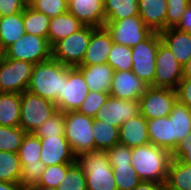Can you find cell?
<instances>
[{
  "label": "cell",
  "instance_id": "cell-8",
  "mask_svg": "<svg viewBox=\"0 0 191 190\" xmlns=\"http://www.w3.org/2000/svg\"><path fill=\"white\" fill-rule=\"evenodd\" d=\"M138 101L140 114L147 120L168 117L178 101L177 91L149 86Z\"/></svg>",
  "mask_w": 191,
  "mask_h": 190
},
{
  "label": "cell",
  "instance_id": "cell-29",
  "mask_svg": "<svg viewBox=\"0 0 191 190\" xmlns=\"http://www.w3.org/2000/svg\"><path fill=\"white\" fill-rule=\"evenodd\" d=\"M105 21H118L139 15L138 0H104Z\"/></svg>",
  "mask_w": 191,
  "mask_h": 190
},
{
  "label": "cell",
  "instance_id": "cell-10",
  "mask_svg": "<svg viewBox=\"0 0 191 190\" xmlns=\"http://www.w3.org/2000/svg\"><path fill=\"white\" fill-rule=\"evenodd\" d=\"M104 27L110 33L113 43L134 47L153 31L144 24L139 15L118 21H105Z\"/></svg>",
  "mask_w": 191,
  "mask_h": 190
},
{
  "label": "cell",
  "instance_id": "cell-42",
  "mask_svg": "<svg viewBox=\"0 0 191 190\" xmlns=\"http://www.w3.org/2000/svg\"><path fill=\"white\" fill-rule=\"evenodd\" d=\"M109 96V93L90 91L77 111L84 115L94 117L100 107L106 103Z\"/></svg>",
  "mask_w": 191,
  "mask_h": 190
},
{
  "label": "cell",
  "instance_id": "cell-30",
  "mask_svg": "<svg viewBox=\"0 0 191 190\" xmlns=\"http://www.w3.org/2000/svg\"><path fill=\"white\" fill-rule=\"evenodd\" d=\"M50 17L27 6L23 11L24 30L27 34L41 36L48 39Z\"/></svg>",
  "mask_w": 191,
  "mask_h": 190
},
{
  "label": "cell",
  "instance_id": "cell-5",
  "mask_svg": "<svg viewBox=\"0 0 191 190\" xmlns=\"http://www.w3.org/2000/svg\"><path fill=\"white\" fill-rule=\"evenodd\" d=\"M96 28L84 25L78 31L56 42L52 47V58L68 67H78L84 58L91 33Z\"/></svg>",
  "mask_w": 191,
  "mask_h": 190
},
{
  "label": "cell",
  "instance_id": "cell-18",
  "mask_svg": "<svg viewBox=\"0 0 191 190\" xmlns=\"http://www.w3.org/2000/svg\"><path fill=\"white\" fill-rule=\"evenodd\" d=\"M113 41L105 27L96 28L91 33V38L80 65H95L107 63Z\"/></svg>",
  "mask_w": 191,
  "mask_h": 190
},
{
  "label": "cell",
  "instance_id": "cell-31",
  "mask_svg": "<svg viewBox=\"0 0 191 190\" xmlns=\"http://www.w3.org/2000/svg\"><path fill=\"white\" fill-rule=\"evenodd\" d=\"M169 117L173 120L177 147L179 142L191 132V109L177 101Z\"/></svg>",
  "mask_w": 191,
  "mask_h": 190
},
{
  "label": "cell",
  "instance_id": "cell-32",
  "mask_svg": "<svg viewBox=\"0 0 191 190\" xmlns=\"http://www.w3.org/2000/svg\"><path fill=\"white\" fill-rule=\"evenodd\" d=\"M21 168L18 153L0 151V181L19 183Z\"/></svg>",
  "mask_w": 191,
  "mask_h": 190
},
{
  "label": "cell",
  "instance_id": "cell-21",
  "mask_svg": "<svg viewBox=\"0 0 191 190\" xmlns=\"http://www.w3.org/2000/svg\"><path fill=\"white\" fill-rule=\"evenodd\" d=\"M119 143L133 149L150 143L147 130V119L138 114L119 128Z\"/></svg>",
  "mask_w": 191,
  "mask_h": 190
},
{
  "label": "cell",
  "instance_id": "cell-41",
  "mask_svg": "<svg viewBox=\"0 0 191 190\" xmlns=\"http://www.w3.org/2000/svg\"><path fill=\"white\" fill-rule=\"evenodd\" d=\"M46 165L40 160V164L25 163L21 168L20 185L24 189H30L37 185Z\"/></svg>",
  "mask_w": 191,
  "mask_h": 190
},
{
  "label": "cell",
  "instance_id": "cell-48",
  "mask_svg": "<svg viewBox=\"0 0 191 190\" xmlns=\"http://www.w3.org/2000/svg\"><path fill=\"white\" fill-rule=\"evenodd\" d=\"M176 28L191 33V4L185 10Z\"/></svg>",
  "mask_w": 191,
  "mask_h": 190
},
{
  "label": "cell",
  "instance_id": "cell-38",
  "mask_svg": "<svg viewBox=\"0 0 191 190\" xmlns=\"http://www.w3.org/2000/svg\"><path fill=\"white\" fill-rule=\"evenodd\" d=\"M65 113L57 111L34 132L37 137L64 136Z\"/></svg>",
  "mask_w": 191,
  "mask_h": 190
},
{
  "label": "cell",
  "instance_id": "cell-53",
  "mask_svg": "<svg viewBox=\"0 0 191 190\" xmlns=\"http://www.w3.org/2000/svg\"><path fill=\"white\" fill-rule=\"evenodd\" d=\"M30 190H57L56 188L43 187V186H33Z\"/></svg>",
  "mask_w": 191,
  "mask_h": 190
},
{
  "label": "cell",
  "instance_id": "cell-46",
  "mask_svg": "<svg viewBox=\"0 0 191 190\" xmlns=\"http://www.w3.org/2000/svg\"><path fill=\"white\" fill-rule=\"evenodd\" d=\"M26 7L23 0H0V18L22 13Z\"/></svg>",
  "mask_w": 191,
  "mask_h": 190
},
{
  "label": "cell",
  "instance_id": "cell-26",
  "mask_svg": "<svg viewBox=\"0 0 191 190\" xmlns=\"http://www.w3.org/2000/svg\"><path fill=\"white\" fill-rule=\"evenodd\" d=\"M165 187L166 190H191V165L171 159Z\"/></svg>",
  "mask_w": 191,
  "mask_h": 190
},
{
  "label": "cell",
  "instance_id": "cell-52",
  "mask_svg": "<svg viewBox=\"0 0 191 190\" xmlns=\"http://www.w3.org/2000/svg\"><path fill=\"white\" fill-rule=\"evenodd\" d=\"M6 58V48L2 45V42L0 41V64L4 61Z\"/></svg>",
  "mask_w": 191,
  "mask_h": 190
},
{
  "label": "cell",
  "instance_id": "cell-45",
  "mask_svg": "<svg viewBox=\"0 0 191 190\" xmlns=\"http://www.w3.org/2000/svg\"><path fill=\"white\" fill-rule=\"evenodd\" d=\"M172 159L191 165V132L179 142L172 153Z\"/></svg>",
  "mask_w": 191,
  "mask_h": 190
},
{
  "label": "cell",
  "instance_id": "cell-6",
  "mask_svg": "<svg viewBox=\"0 0 191 190\" xmlns=\"http://www.w3.org/2000/svg\"><path fill=\"white\" fill-rule=\"evenodd\" d=\"M57 111V105L54 102L26 90L21 93L20 127L27 133H34Z\"/></svg>",
  "mask_w": 191,
  "mask_h": 190
},
{
  "label": "cell",
  "instance_id": "cell-1",
  "mask_svg": "<svg viewBox=\"0 0 191 190\" xmlns=\"http://www.w3.org/2000/svg\"><path fill=\"white\" fill-rule=\"evenodd\" d=\"M172 154L152 143L132 149L131 165L141 181L166 183Z\"/></svg>",
  "mask_w": 191,
  "mask_h": 190
},
{
  "label": "cell",
  "instance_id": "cell-23",
  "mask_svg": "<svg viewBox=\"0 0 191 190\" xmlns=\"http://www.w3.org/2000/svg\"><path fill=\"white\" fill-rule=\"evenodd\" d=\"M90 91L110 93L114 70L108 64L79 65Z\"/></svg>",
  "mask_w": 191,
  "mask_h": 190
},
{
  "label": "cell",
  "instance_id": "cell-37",
  "mask_svg": "<svg viewBox=\"0 0 191 190\" xmlns=\"http://www.w3.org/2000/svg\"><path fill=\"white\" fill-rule=\"evenodd\" d=\"M57 190H87L86 176L77 161L72 163Z\"/></svg>",
  "mask_w": 191,
  "mask_h": 190
},
{
  "label": "cell",
  "instance_id": "cell-25",
  "mask_svg": "<svg viewBox=\"0 0 191 190\" xmlns=\"http://www.w3.org/2000/svg\"><path fill=\"white\" fill-rule=\"evenodd\" d=\"M21 93L0 92V125L20 126Z\"/></svg>",
  "mask_w": 191,
  "mask_h": 190
},
{
  "label": "cell",
  "instance_id": "cell-12",
  "mask_svg": "<svg viewBox=\"0 0 191 190\" xmlns=\"http://www.w3.org/2000/svg\"><path fill=\"white\" fill-rule=\"evenodd\" d=\"M155 66L153 87L176 90L179 82L183 79V66L162 41L159 43Z\"/></svg>",
  "mask_w": 191,
  "mask_h": 190
},
{
  "label": "cell",
  "instance_id": "cell-27",
  "mask_svg": "<svg viewBox=\"0 0 191 190\" xmlns=\"http://www.w3.org/2000/svg\"><path fill=\"white\" fill-rule=\"evenodd\" d=\"M24 34L23 12L0 18V41L5 48Z\"/></svg>",
  "mask_w": 191,
  "mask_h": 190
},
{
  "label": "cell",
  "instance_id": "cell-19",
  "mask_svg": "<svg viewBox=\"0 0 191 190\" xmlns=\"http://www.w3.org/2000/svg\"><path fill=\"white\" fill-rule=\"evenodd\" d=\"M147 130L150 143L166 149L171 154L176 149L173 120L168 117L147 120Z\"/></svg>",
  "mask_w": 191,
  "mask_h": 190
},
{
  "label": "cell",
  "instance_id": "cell-34",
  "mask_svg": "<svg viewBox=\"0 0 191 190\" xmlns=\"http://www.w3.org/2000/svg\"><path fill=\"white\" fill-rule=\"evenodd\" d=\"M107 63L114 71L132 70V48L113 43Z\"/></svg>",
  "mask_w": 191,
  "mask_h": 190
},
{
  "label": "cell",
  "instance_id": "cell-43",
  "mask_svg": "<svg viewBox=\"0 0 191 190\" xmlns=\"http://www.w3.org/2000/svg\"><path fill=\"white\" fill-rule=\"evenodd\" d=\"M168 4L166 16V29L176 27L181 21L187 7L190 5V0H166Z\"/></svg>",
  "mask_w": 191,
  "mask_h": 190
},
{
  "label": "cell",
  "instance_id": "cell-40",
  "mask_svg": "<svg viewBox=\"0 0 191 190\" xmlns=\"http://www.w3.org/2000/svg\"><path fill=\"white\" fill-rule=\"evenodd\" d=\"M30 7L52 18L68 12V0H34Z\"/></svg>",
  "mask_w": 191,
  "mask_h": 190
},
{
  "label": "cell",
  "instance_id": "cell-35",
  "mask_svg": "<svg viewBox=\"0 0 191 190\" xmlns=\"http://www.w3.org/2000/svg\"><path fill=\"white\" fill-rule=\"evenodd\" d=\"M118 190H133L141 179L132 165H111Z\"/></svg>",
  "mask_w": 191,
  "mask_h": 190
},
{
  "label": "cell",
  "instance_id": "cell-54",
  "mask_svg": "<svg viewBox=\"0 0 191 190\" xmlns=\"http://www.w3.org/2000/svg\"><path fill=\"white\" fill-rule=\"evenodd\" d=\"M25 2V4L27 6H30V4L34 1V0H23Z\"/></svg>",
  "mask_w": 191,
  "mask_h": 190
},
{
  "label": "cell",
  "instance_id": "cell-24",
  "mask_svg": "<svg viewBox=\"0 0 191 190\" xmlns=\"http://www.w3.org/2000/svg\"><path fill=\"white\" fill-rule=\"evenodd\" d=\"M84 26L75 16L67 12L50 19L48 42L52 47L59 40L68 37Z\"/></svg>",
  "mask_w": 191,
  "mask_h": 190
},
{
  "label": "cell",
  "instance_id": "cell-9",
  "mask_svg": "<svg viewBox=\"0 0 191 190\" xmlns=\"http://www.w3.org/2000/svg\"><path fill=\"white\" fill-rule=\"evenodd\" d=\"M6 57L23 60L32 64L46 61L52 57V49L47 38L25 33L6 48Z\"/></svg>",
  "mask_w": 191,
  "mask_h": 190
},
{
  "label": "cell",
  "instance_id": "cell-11",
  "mask_svg": "<svg viewBox=\"0 0 191 190\" xmlns=\"http://www.w3.org/2000/svg\"><path fill=\"white\" fill-rule=\"evenodd\" d=\"M90 92L83 73L78 67L64 69L63 96L56 103L57 109L64 113L77 111Z\"/></svg>",
  "mask_w": 191,
  "mask_h": 190
},
{
  "label": "cell",
  "instance_id": "cell-16",
  "mask_svg": "<svg viewBox=\"0 0 191 190\" xmlns=\"http://www.w3.org/2000/svg\"><path fill=\"white\" fill-rule=\"evenodd\" d=\"M148 87L131 70L114 71L109 94L122 100H139Z\"/></svg>",
  "mask_w": 191,
  "mask_h": 190
},
{
  "label": "cell",
  "instance_id": "cell-47",
  "mask_svg": "<svg viewBox=\"0 0 191 190\" xmlns=\"http://www.w3.org/2000/svg\"><path fill=\"white\" fill-rule=\"evenodd\" d=\"M176 91L178 101L191 109V78H183Z\"/></svg>",
  "mask_w": 191,
  "mask_h": 190
},
{
  "label": "cell",
  "instance_id": "cell-50",
  "mask_svg": "<svg viewBox=\"0 0 191 190\" xmlns=\"http://www.w3.org/2000/svg\"><path fill=\"white\" fill-rule=\"evenodd\" d=\"M20 183H11L0 181V190H23Z\"/></svg>",
  "mask_w": 191,
  "mask_h": 190
},
{
  "label": "cell",
  "instance_id": "cell-4",
  "mask_svg": "<svg viewBox=\"0 0 191 190\" xmlns=\"http://www.w3.org/2000/svg\"><path fill=\"white\" fill-rule=\"evenodd\" d=\"M94 117L78 111L65 113L64 136L76 157L85 152L95 151V141L92 134Z\"/></svg>",
  "mask_w": 191,
  "mask_h": 190
},
{
  "label": "cell",
  "instance_id": "cell-17",
  "mask_svg": "<svg viewBox=\"0 0 191 190\" xmlns=\"http://www.w3.org/2000/svg\"><path fill=\"white\" fill-rule=\"evenodd\" d=\"M68 12L84 25L95 28L105 25L104 0H68Z\"/></svg>",
  "mask_w": 191,
  "mask_h": 190
},
{
  "label": "cell",
  "instance_id": "cell-44",
  "mask_svg": "<svg viewBox=\"0 0 191 190\" xmlns=\"http://www.w3.org/2000/svg\"><path fill=\"white\" fill-rule=\"evenodd\" d=\"M111 165H131L132 149L118 143L105 151Z\"/></svg>",
  "mask_w": 191,
  "mask_h": 190
},
{
  "label": "cell",
  "instance_id": "cell-51",
  "mask_svg": "<svg viewBox=\"0 0 191 190\" xmlns=\"http://www.w3.org/2000/svg\"><path fill=\"white\" fill-rule=\"evenodd\" d=\"M183 78H191V58H190V60L183 66Z\"/></svg>",
  "mask_w": 191,
  "mask_h": 190
},
{
  "label": "cell",
  "instance_id": "cell-49",
  "mask_svg": "<svg viewBox=\"0 0 191 190\" xmlns=\"http://www.w3.org/2000/svg\"><path fill=\"white\" fill-rule=\"evenodd\" d=\"M133 190H166L165 183L141 181Z\"/></svg>",
  "mask_w": 191,
  "mask_h": 190
},
{
  "label": "cell",
  "instance_id": "cell-22",
  "mask_svg": "<svg viewBox=\"0 0 191 190\" xmlns=\"http://www.w3.org/2000/svg\"><path fill=\"white\" fill-rule=\"evenodd\" d=\"M139 16L152 31L166 29L168 4L166 0H138Z\"/></svg>",
  "mask_w": 191,
  "mask_h": 190
},
{
  "label": "cell",
  "instance_id": "cell-2",
  "mask_svg": "<svg viewBox=\"0 0 191 190\" xmlns=\"http://www.w3.org/2000/svg\"><path fill=\"white\" fill-rule=\"evenodd\" d=\"M66 67L52 57L33 65L27 91L56 104L63 96Z\"/></svg>",
  "mask_w": 191,
  "mask_h": 190
},
{
  "label": "cell",
  "instance_id": "cell-14",
  "mask_svg": "<svg viewBox=\"0 0 191 190\" xmlns=\"http://www.w3.org/2000/svg\"><path fill=\"white\" fill-rule=\"evenodd\" d=\"M140 114L138 100H122L109 96L94 116V120H101L109 125L120 128L122 123Z\"/></svg>",
  "mask_w": 191,
  "mask_h": 190
},
{
  "label": "cell",
  "instance_id": "cell-36",
  "mask_svg": "<svg viewBox=\"0 0 191 190\" xmlns=\"http://www.w3.org/2000/svg\"><path fill=\"white\" fill-rule=\"evenodd\" d=\"M26 132L20 127L0 125V151L18 153Z\"/></svg>",
  "mask_w": 191,
  "mask_h": 190
},
{
  "label": "cell",
  "instance_id": "cell-20",
  "mask_svg": "<svg viewBox=\"0 0 191 190\" xmlns=\"http://www.w3.org/2000/svg\"><path fill=\"white\" fill-rule=\"evenodd\" d=\"M162 42L166 44L177 61L184 66L191 58V33L181 31L176 27L159 32Z\"/></svg>",
  "mask_w": 191,
  "mask_h": 190
},
{
  "label": "cell",
  "instance_id": "cell-3",
  "mask_svg": "<svg viewBox=\"0 0 191 190\" xmlns=\"http://www.w3.org/2000/svg\"><path fill=\"white\" fill-rule=\"evenodd\" d=\"M76 161L86 176L87 190H118L105 151L85 152Z\"/></svg>",
  "mask_w": 191,
  "mask_h": 190
},
{
  "label": "cell",
  "instance_id": "cell-28",
  "mask_svg": "<svg viewBox=\"0 0 191 190\" xmlns=\"http://www.w3.org/2000/svg\"><path fill=\"white\" fill-rule=\"evenodd\" d=\"M92 134L95 151H106L119 143V128L101 120H94Z\"/></svg>",
  "mask_w": 191,
  "mask_h": 190
},
{
  "label": "cell",
  "instance_id": "cell-15",
  "mask_svg": "<svg viewBox=\"0 0 191 190\" xmlns=\"http://www.w3.org/2000/svg\"><path fill=\"white\" fill-rule=\"evenodd\" d=\"M41 141L40 160L47 166L72 164L76 161L65 136L39 137Z\"/></svg>",
  "mask_w": 191,
  "mask_h": 190
},
{
  "label": "cell",
  "instance_id": "cell-33",
  "mask_svg": "<svg viewBox=\"0 0 191 190\" xmlns=\"http://www.w3.org/2000/svg\"><path fill=\"white\" fill-rule=\"evenodd\" d=\"M41 141L34 133L24 135L21 146L18 151L21 167L25 163L40 164Z\"/></svg>",
  "mask_w": 191,
  "mask_h": 190
},
{
  "label": "cell",
  "instance_id": "cell-7",
  "mask_svg": "<svg viewBox=\"0 0 191 190\" xmlns=\"http://www.w3.org/2000/svg\"><path fill=\"white\" fill-rule=\"evenodd\" d=\"M161 41L160 33L153 31L146 39L132 47L131 71L152 87L155 78V61Z\"/></svg>",
  "mask_w": 191,
  "mask_h": 190
},
{
  "label": "cell",
  "instance_id": "cell-13",
  "mask_svg": "<svg viewBox=\"0 0 191 190\" xmlns=\"http://www.w3.org/2000/svg\"><path fill=\"white\" fill-rule=\"evenodd\" d=\"M32 63L5 58L0 64V92L23 93L31 79Z\"/></svg>",
  "mask_w": 191,
  "mask_h": 190
},
{
  "label": "cell",
  "instance_id": "cell-39",
  "mask_svg": "<svg viewBox=\"0 0 191 190\" xmlns=\"http://www.w3.org/2000/svg\"><path fill=\"white\" fill-rule=\"evenodd\" d=\"M71 164H58L47 166L40 178L39 183L36 186L57 188L60 186L61 181L64 180V176L68 167Z\"/></svg>",
  "mask_w": 191,
  "mask_h": 190
}]
</instances>
